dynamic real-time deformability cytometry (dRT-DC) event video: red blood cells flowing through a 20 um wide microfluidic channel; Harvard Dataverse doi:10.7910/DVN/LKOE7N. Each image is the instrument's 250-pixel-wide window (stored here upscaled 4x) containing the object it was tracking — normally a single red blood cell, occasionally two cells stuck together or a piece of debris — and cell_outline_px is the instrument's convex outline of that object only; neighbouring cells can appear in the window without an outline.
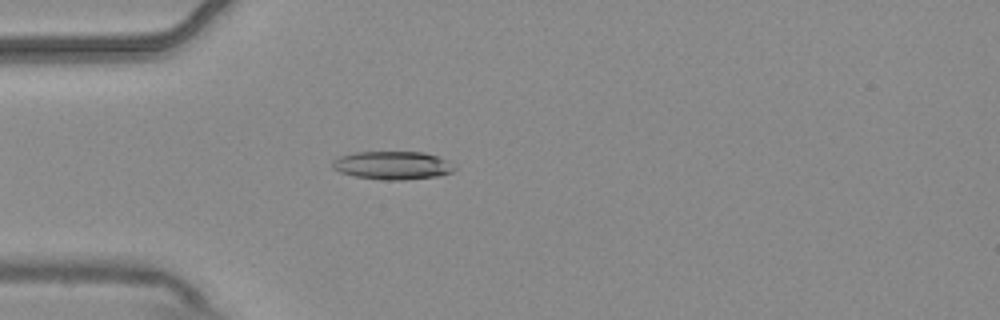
{"species": "common noctule bat (a hibernating species)", "species_latin": "Nyctalus noctula", "temperature_condition": "warm", "stored_images_in_passage": 4, "camera_frame_rate_fps": 3000, "um_per_image_px": 0.085, "animal": {"sex": "male", "body_mass_g": 20.4}, "frame": {"image": 1, "passage_image": 4, "time_ms": 1.0, "image_size_px": [1000, 320], "cell_outline_px": [[456, 168], [452, 172], [436, 176], [404, 180], [384, 180], [356, 176], [340, 172], [332, 168], [332, 160], [340, 156], [356, 152], [424, 152], [448, 160], [456, 164]], "centroid_in_image_um": [33.39, 14.05], "position_along_channel_um": 51.6, "area_um2": 20.11}}